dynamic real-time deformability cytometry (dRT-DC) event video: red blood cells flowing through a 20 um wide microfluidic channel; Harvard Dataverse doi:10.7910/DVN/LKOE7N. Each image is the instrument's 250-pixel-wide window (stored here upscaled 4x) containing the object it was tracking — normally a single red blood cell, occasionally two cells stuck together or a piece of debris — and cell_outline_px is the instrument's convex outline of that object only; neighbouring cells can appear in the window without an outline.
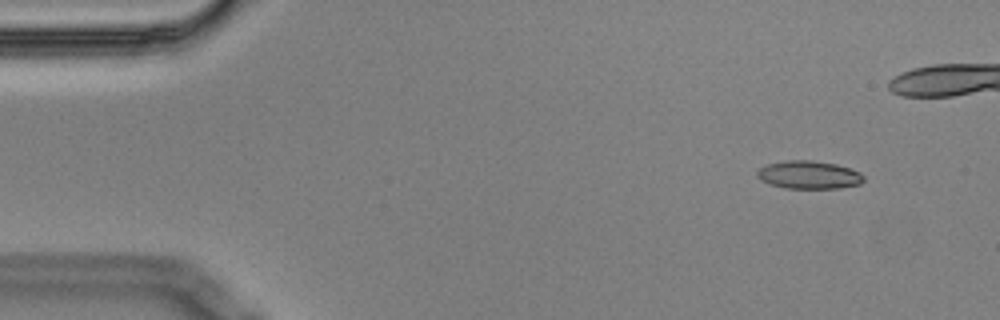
{"species": "Egyptian fruit bat (a non-hibernating species)", "species_latin": "Rousettus aegyptiacus", "temperature_condition": "cold", "stored_images_in_passage": 6, "camera_frame_rate_fps": 3000, "um_per_image_px": 0.085, "animal": {"sex": "male"}, "frame": {"image": 1, "passage_image": 2, "time_ms": 0.333, "image_size_px": [1000, 320], "cell_outline_px": [[864, 180], [860, 184], [840, 188], [784, 188], [760, 180], [756, 176], [756, 172], [760, 168], [768, 164], [788, 160], [812, 160], [836, 164], [860, 172], [864, 176]], "centroid_in_image_um": [68.76, 14.86], "position_along_channel_um": 16.2, "area_um2": 17.34}}